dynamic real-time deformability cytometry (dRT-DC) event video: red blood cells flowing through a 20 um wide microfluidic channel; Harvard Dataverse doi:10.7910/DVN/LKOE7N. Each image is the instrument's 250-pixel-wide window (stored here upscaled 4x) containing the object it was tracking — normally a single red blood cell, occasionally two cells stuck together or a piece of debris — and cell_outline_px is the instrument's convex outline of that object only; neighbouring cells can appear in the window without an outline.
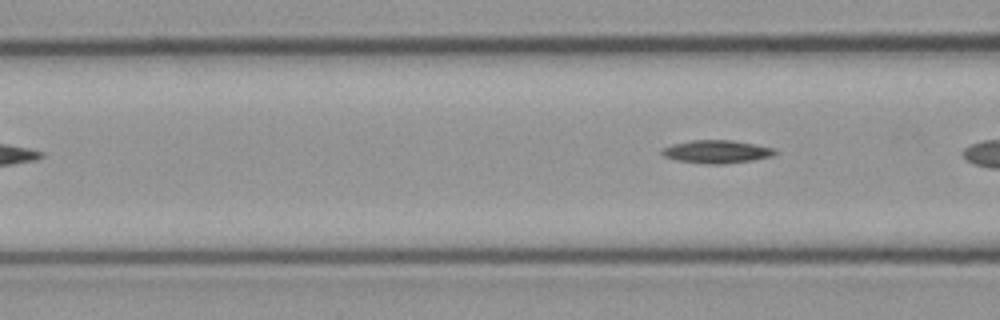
{"species": "common noctule bat (a hibernating species)", "species_latin": "Nyctalus noctula", "temperature_condition": "cold", "stored_images_in_passage": 5, "camera_frame_rate_fps": 3000, "um_per_image_px": 0.085, "animal": {"sex": "male", "body_mass_g": 23.1, "forearm_length_mm": 52.7}, "frame": {"image": 1, "passage_image": 5, "time_ms": 1.333, "image_size_px": [1000, 320], "cell_outline_px": [[776, 152], [772, 156], [752, 160], [724, 164], [708, 164], [676, 160], [664, 156], [660, 152], [660, 148], [672, 144], [692, 140], [732, 140], [776, 148]], "centroid_in_image_um": [60.89, 12.89], "position_along_channel_um": 105.7, "area_um2": 15.2}}